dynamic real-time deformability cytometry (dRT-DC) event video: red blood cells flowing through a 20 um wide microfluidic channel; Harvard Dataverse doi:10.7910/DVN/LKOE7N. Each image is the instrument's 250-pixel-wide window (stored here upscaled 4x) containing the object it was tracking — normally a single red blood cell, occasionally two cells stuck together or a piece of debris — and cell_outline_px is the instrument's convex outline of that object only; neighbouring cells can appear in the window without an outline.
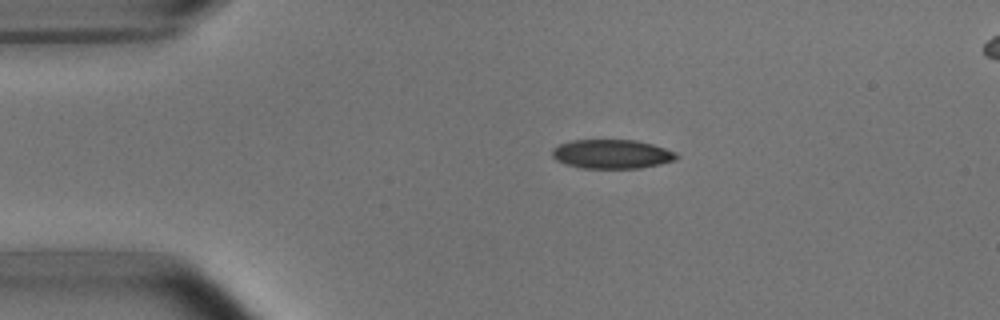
{"species": "common noctule bat (a hibernating species)", "species_latin": "Nyctalus noctula", "temperature_condition": "room temperature", "stored_images_in_passage": 5, "segment_of_instrument_passage": [1, 2], "camera_frame_rate_fps": 3000, "um_per_image_px": 0.085, "animal": {"sex": "male", "body_mass_g": 15.6}, "frame": {"image": 1, "passage_image": 3, "time_ms": 2.333, "image_size_px": [1000, 320], "cell_outline_px": [[680, 156], [672, 160], [660, 164], [640, 168], [580, 168], [564, 164], [556, 160], [552, 156], [552, 148], [560, 144], [572, 140], [636, 140], [652, 144], [676, 152]], "centroid_in_image_um": [51.98, 13.1], "position_along_channel_um": 33.0, "area_um2": 21.1}}